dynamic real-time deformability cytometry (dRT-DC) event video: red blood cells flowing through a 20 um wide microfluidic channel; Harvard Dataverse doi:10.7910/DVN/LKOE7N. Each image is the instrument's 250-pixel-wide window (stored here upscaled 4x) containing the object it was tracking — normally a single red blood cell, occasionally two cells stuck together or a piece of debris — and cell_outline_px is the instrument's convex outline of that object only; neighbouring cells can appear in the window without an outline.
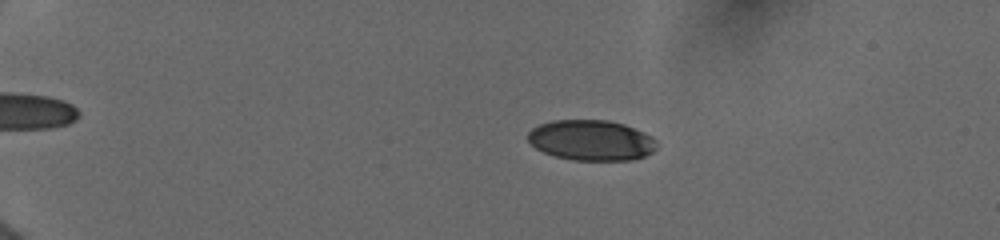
{"species": "human", "species_latin": "Homo sapiens", "temperature_condition": "cold", "stored_images_in_passage": 24, "camera_frame_rate_fps": 3000, "um_per_image_px": 0.085, "donor": {"sex": "female"}, "frame": {"image": 1, "passage_image": 6, "time_ms": 3.667, "image_size_px": [1000, 240], "cell_outline_px": [[656, 148], [652, 152], [644, 156], [628, 160], [572, 160], [556, 156], [544, 152], [536, 148], [528, 140], [528, 132], [532, 128], [540, 124], [552, 120], [608, 120], [624, 124], [648, 136], [652, 140]], "centroid_in_image_um": [50.19, 11.92], "position_along_channel_um": 34.8, "area_um2": 29.88}}
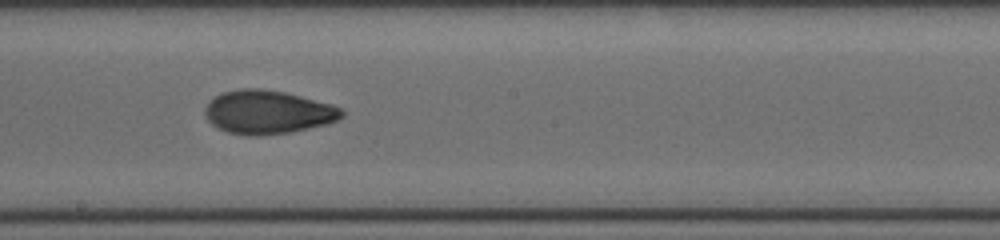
{"frame": {"image": 2, "passage_image": 16, "time_ms": 10.667, "image_size_px": [1000, 240], "cell_outline_px": [[344, 116], [328, 124], [288, 132], [256, 136], [228, 132], [212, 124], [208, 120], [204, 112], [204, 108], [208, 100], [224, 92], [240, 88], [260, 88], [284, 92], [332, 104], [344, 108]], "centroid_in_image_um": [22.77, 9.52], "position_along_channel_um": 225.4, "area_um2": 34.62}}
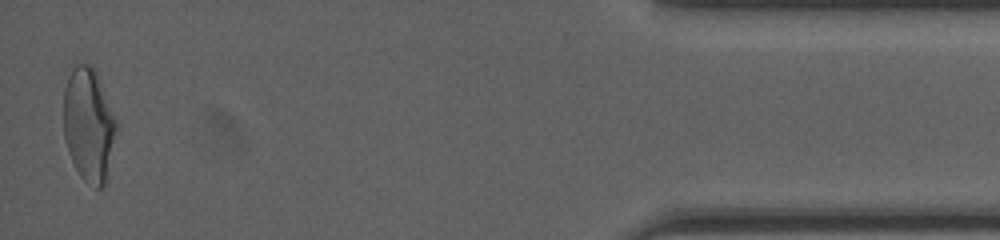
{"frame": {"image": 3, "passage_image": 24, "time_ms": 17.333, "image_size_px": [1000, 240], "cell_outline_px": [[116, 128], [104, 184], [100, 188], [96, 188], [84, 180], [80, 176], [68, 152], [64, 136], [64, 88], [68, 76], [72, 68], [76, 64], [88, 64], [96, 72], [116, 120]], "centroid_in_image_um": [7.5, 10.58], "position_along_channel_um": 427.7, "area_um2": 34.1}, "authors_computed_cell_mechanics": {"area_um2": 33.0616, "velocity_mm_per_s": 3.9896, "shape_relaxation_time_tau1_ms": 4.6232, "shape_relaxation_time_tau2_ms": 1.7626, "deformation_change_tau1": 0.1658, "deformation_change_tau2": 0.0542}}